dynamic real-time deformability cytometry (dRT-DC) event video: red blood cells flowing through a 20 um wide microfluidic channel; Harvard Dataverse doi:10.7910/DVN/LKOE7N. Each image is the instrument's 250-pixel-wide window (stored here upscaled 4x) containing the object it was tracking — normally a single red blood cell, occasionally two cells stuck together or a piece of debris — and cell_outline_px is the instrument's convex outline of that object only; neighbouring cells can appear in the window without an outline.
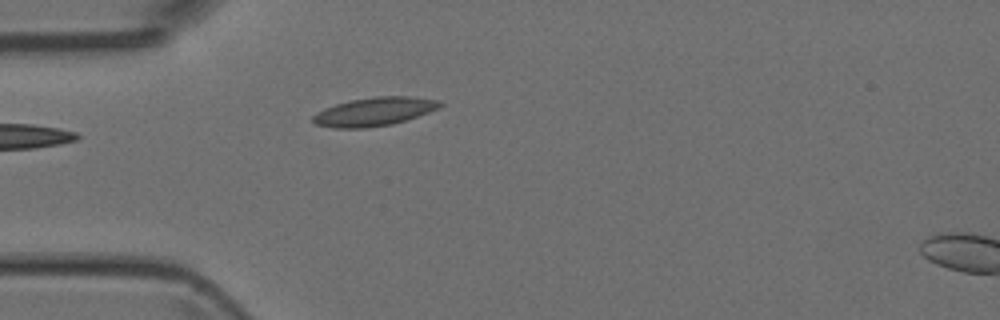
{"species": "Egyptian fruit bat (a non-hibernating species)", "species_latin": "Rousettus aegyptiacus", "temperature_condition": "room temperature", "stored_images_in_passage": 4, "camera_frame_rate_fps": 3000, "um_per_image_px": 0.085, "animal": {"sex": "female"}, "frame": {"image": 1, "passage_image": 3, "time_ms": 2.333, "image_size_px": [1000, 320], "cell_outline_px": [[444, 104], [440, 108], [392, 124], [364, 128], [332, 128], [316, 124], [312, 120], [312, 116], [316, 112], [324, 108], [336, 104], [352, 100], [376, 96], [408, 96], [440, 100]], "centroid_in_image_um": [31.8, 9.48], "position_along_channel_um": 53.2, "area_um2": 21.04}}